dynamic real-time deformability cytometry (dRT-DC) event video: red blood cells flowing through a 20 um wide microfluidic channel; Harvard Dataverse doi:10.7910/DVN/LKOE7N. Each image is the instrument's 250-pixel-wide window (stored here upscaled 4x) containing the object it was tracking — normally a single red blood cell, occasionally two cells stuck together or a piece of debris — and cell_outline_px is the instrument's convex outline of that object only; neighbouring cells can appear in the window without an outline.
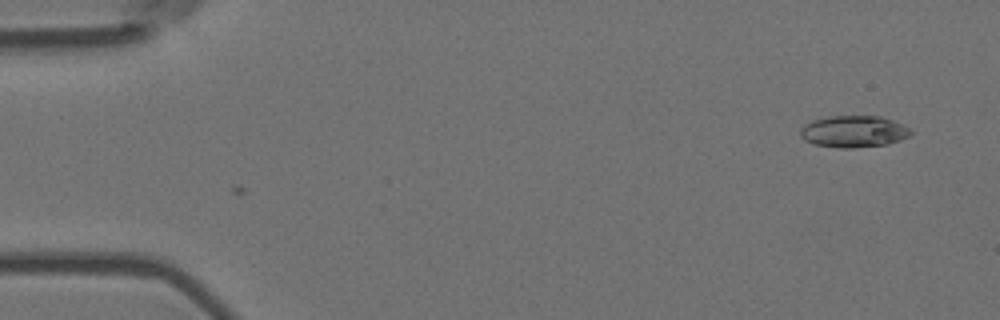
{"species": "Egyptian fruit bat (a non-hibernating species)", "species_latin": "Rousettus aegyptiacus", "temperature_condition": "room temperature", "stored_images_in_passage": 7, "camera_frame_rate_fps": 3000, "um_per_image_px": 0.085, "animal": {"sex": "female"}, "frame": {"image": 1, "passage_image": 7, "time_ms": 2.0, "image_size_px": [1000, 320], "cell_outline_px": [[912, 132], [908, 136], [900, 140], [888, 144], [852, 148], [840, 148], [816, 144], [804, 140], [800, 136], [800, 128], [804, 124], [812, 120], [828, 116], [880, 116], [892, 120], [912, 128]], "centroid_in_image_um": [72.56, 11.17], "position_along_channel_um": 12.4, "area_um2": 20.52}}